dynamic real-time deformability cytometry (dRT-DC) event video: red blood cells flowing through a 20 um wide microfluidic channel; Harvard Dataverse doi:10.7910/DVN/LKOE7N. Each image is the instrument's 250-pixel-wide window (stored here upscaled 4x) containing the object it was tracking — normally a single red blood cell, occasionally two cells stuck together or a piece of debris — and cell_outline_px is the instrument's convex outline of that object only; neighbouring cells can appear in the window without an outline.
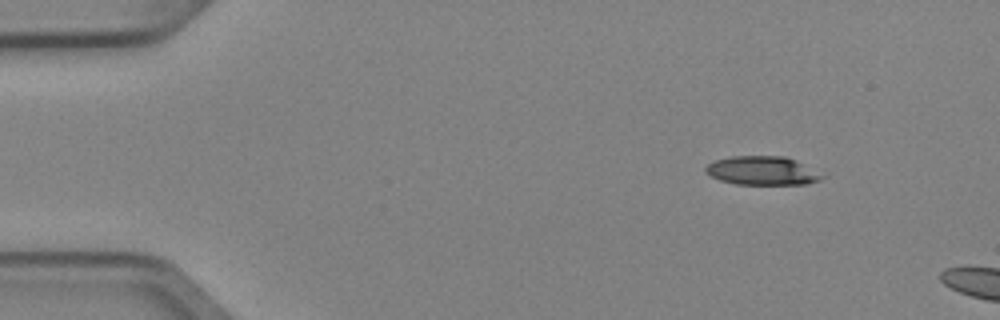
{"species": "Egyptian fruit bat (a non-hibernating species)", "species_latin": "Rousettus aegyptiacus", "temperature_condition": "cold", "stored_images_in_passage": 3, "camera_frame_rate_fps": 3000, "um_per_image_px": 0.085, "animal": {"sex": "female"}, "frame": {"image": 1, "passage_image": 1, "time_ms": 0.0, "image_size_px": [1000, 320], "cell_outline_px": [[828, 176], [820, 180], [808, 184], [736, 184], [720, 180], [704, 172], [704, 168], [708, 164], [716, 160], [732, 156], [784, 156], [796, 160]], "centroid_in_image_um": [64.83, 14.51], "position_along_channel_um": 20.2, "area_um2": 19.59}}